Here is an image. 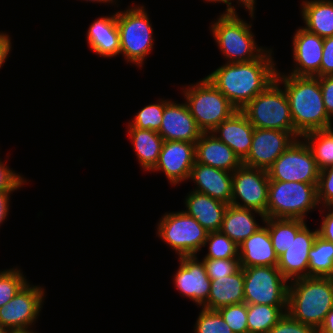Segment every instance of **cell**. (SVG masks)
<instances>
[{
  "instance_id": "obj_1",
  "label": "cell",
  "mask_w": 333,
  "mask_h": 333,
  "mask_svg": "<svg viewBox=\"0 0 333 333\" xmlns=\"http://www.w3.org/2000/svg\"><path fill=\"white\" fill-rule=\"evenodd\" d=\"M274 49L271 46L260 58L249 62H221L204 76L241 110L275 80L281 62L278 63Z\"/></svg>"
},
{
  "instance_id": "obj_2",
  "label": "cell",
  "mask_w": 333,
  "mask_h": 333,
  "mask_svg": "<svg viewBox=\"0 0 333 333\" xmlns=\"http://www.w3.org/2000/svg\"><path fill=\"white\" fill-rule=\"evenodd\" d=\"M275 80L285 90L294 129L301 136L327 129L331 118L323 103L319 77L295 76L277 70Z\"/></svg>"
},
{
  "instance_id": "obj_3",
  "label": "cell",
  "mask_w": 333,
  "mask_h": 333,
  "mask_svg": "<svg viewBox=\"0 0 333 333\" xmlns=\"http://www.w3.org/2000/svg\"><path fill=\"white\" fill-rule=\"evenodd\" d=\"M116 8V22L120 39V56L124 63L143 71L148 58L155 51L157 34L145 2L131 1L127 7ZM150 55V56H149Z\"/></svg>"
},
{
  "instance_id": "obj_4",
  "label": "cell",
  "mask_w": 333,
  "mask_h": 333,
  "mask_svg": "<svg viewBox=\"0 0 333 333\" xmlns=\"http://www.w3.org/2000/svg\"><path fill=\"white\" fill-rule=\"evenodd\" d=\"M256 19L254 16L230 15L220 11L210 20L207 30L223 62H249L260 58L271 47L259 44L253 30Z\"/></svg>"
},
{
  "instance_id": "obj_5",
  "label": "cell",
  "mask_w": 333,
  "mask_h": 333,
  "mask_svg": "<svg viewBox=\"0 0 333 333\" xmlns=\"http://www.w3.org/2000/svg\"><path fill=\"white\" fill-rule=\"evenodd\" d=\"M333 308V277H305L289 282L287 313L295 320L316 328Z\"/></svg>"
},
{
  "instance_id": "obj_6",
  "label": "cell",
  "mask_w": 333,
  "mask_h": 333,
  "mask_svg": "<svg viewBox=\"0 0 333 333\" xmlns=\"http://www.w3.org/2000/svg\"><path fill=\"white\" fill-rule=\"evenodd\" d=\"M177 85V93L187 103L203 133H210L238 110L205 76L196 82Z\"/></svg>"
},
{
  "instance_id": "obj_7",
  "label": "cell",
  "mask_w": 333,
  "mask_h": 333,
  "mask_svg": "<svg viewBox=\"0 0 333 333\" xmlns=\"http://www.w3.org/2000/svg\"><path fill=\"white\" fill-rule=\"evenodd\" d=\"M317 185L295 181H269L266 218L303 219L320 209ZM309 218V219H308Z\"/></svg>"
},
{
  "instance_id": "obj_8",
  "label": "cell",
  "mask_w": 333,
  "mask_h": 333,
  "mask_svg": "<svg viewBox=\"0 0 333 333\" xmlns=\"http://www.w3.org/2000/svg\"><path fill=\"white\" fill-rule=\"evenodd\" d=\"M154 227L155 237L174 253L175 258L199 255L208 234L195 218L183 210L164 211Z\"/></svg>"
},
{
  "instance_id": "obj_9",
  "label": "cell",
  "mask_w": 333,
  "mask_h": 333,
  "mask_svg": "<svg viewBox=\"0 0 333 333\" xmlns=\"http://www.w3.org/2000/svg\"><path fill=\"white\" fill-rule=\"evenodd\" d=\"M241 111L254 128L297 132L294 129L285 90L276 80L256 95Z\"/></svg>"
},
{
  "instance_id": "obj_10",
  "label": "cell",
  "mask_w": 333,
  "mask_h": 333,
  "mask_svg": "<svg viewBox=\"0 0 333 333\" xmlns=\"http://www.w3.org/2000/svg\"><path fill=\"white\" fill-rule=\"evenodd\" d=\"M48 288L44 284L28 281L17 294L0 307V325L9 331L37 328L44 310Z\"/></svg>"
},
{
  "instance_id": "obj_11",
  "label": "cell",
  "mask_w": 333,
  "mask_h": 333,
  "mask_svg": "<svg viewBox=\"0 0 333 333\" xmlns=\"http://www.w3.org/2000/svg\"><path fill=\"white\" fill-rule=\"evenodd\" d=\"M244 302L287 306L289 281L277 266H255L243 268Z\"/></svg>"
},
{
  "instance_id": "obj_12",
  "label": "cell",
  "mask_w": 333,
  "mask_h": 333,
  "mask_svg": "<svg viewBox=\"0 0 333 333\" xmlns=\"http://www.w3.org/2000/svg\"><path fill=\"white\" fill-rule=\"evenodd\" d=\"M269 180L318 184L320 170L304 141L296 139L267 169Z\"/></svg>"
},
{
  "instance_id": "obj_13",
  "label": "cell",
  "mask_w": 333,
  "mask_h": 333,
  "mask_svg": "<svg viewBox=\"0 0 333 333\" xmlns=\"http://www.w3.org/2000/svg\"><path fill=\"white\" fill-rule=\"evenodd\" d=\"M269 181L267 170L242 164L232 174L231 205L256 210L266 218Z\"/></svg>"
},
{
  "instance_id": "obj_14",
  "label": "cell",
  "mask_w": 333,
  "mask_h": 333,
  "mask_svg": "<svg viewBox=\"0 0 333 333\" xmlns=\"http://www.w3.org/2000/svg\"><path fill=\"white\" fill-rule=\"evenodd\" d=\"M177 268L172 274V284L182 299L202 307L208 300L211 280L209 279L203 260L196 256L176 258Z\"/></svg>"
},
{
  "instance_id": "obj_15",
  "label": "cell",
  "mask_w": 333,
  "mask_h": 333,
  "mask_svg": "<svg viewBox=\"0 0 333 333\" xmlns=\"http://www.w3.org/2000/svg\"><path fill=\"white\" fill-rule=\"evenodd\" d=\"M194 162L195 143L164 141L157 164L149 173H163L168 185L178 188L181 184H188Z\"/></svg>"
},
{
  "instance_id": "obj_16",
  "label": "cell",
  "mask_w": 333,
  "mask_h": 333,
  "mask_svg": "<svg viewBox=\"0 0 333 333\" xmlns=\"http://www.w3.org/2000/svg\"><path fill=\"white\" fill-rule=\"evenodd\" d=\"M291 35L292 63L288 68L280 69L285 74L295 76L320 77V65L323 53L324 38L308 32L301 25Z\"/></svg>"
},
{
  "instance_id": "obj_17",
  "label": "cell",
  "mask_w": 333,
  "mask_h": 333,
  "mask_svg": "<svg viewBox=\"0 0 333 333\" xmlns=\"http://www.w3.org/2000/svg\"><path fill=\"white\" fill-rule=\"evenodd\" d=\"M298 132L254 128L250 151L243 165L267 170L274 161L298 138Z\"/></svg>"
},
{
  "instance_id": "obj_18",
  "label": "cell",
  "mask_w": 333,
  "mask_h": 333,
  "mask_svg": "<svg viewBox=\"0 0 333 333\" xmlns=\"http://www.w3.org/2000/svg\"><path fill=\"white\" fill-rule=\"evenodd\" d=\"M310 226L307 223L292 237L291 244L278 258L277 268L289 282L309 277V251L318 236L317 226Z\"/></svg>"
},
{
  "instance_id": "obj_19",
  "label": "cell",
  "mask_w": 333,
  "mask_h": 333,
  "mask_svg": "<svg viewBox=\"0 0 333 333\" xmlns=\"http://www.w3.org/2000/svg\"><path fill=\"white\" fill-rule=\"evenodd\" d=\"M182 99V101H181ZM171 99L164 107L162 123L158 133L164 141H185L195 143L203 133L191 116L183 98Z\"/></svg>"
},
{
  "instance_id": "obj_20",
  "label": "cell",
  "mask_w": 333,
  "mask_h": 333,
  "mask_svg": "<svg viewBox=\"0 0 333 333\" xmlns=\"http://www.w3.org/2000/svg\"><path fill=\"white\" fill-rule=\"evenodd\" d=\"M85 32L87 47L98 58H120V39L116 22V9L100 14L89 23Z\"/></svg>"
},
{
  "instance_id": "obj_21",
  "label": "cell",
  "mask_w": 333,
  "mask_h": 333,
  "mask_svg": "<svg viewBox=\"0 0 333 333\" xmlns=\"http://www.w3.org/2000/svg\"><path fill=\"white\" fill-rule=\"evenodd\" d=\"M232 174L229 171L194 162L188 182L192 183L191 190L229 205L232 200Z\"/></svg>"
},
{
  "instance_id": "obj_22",
  "label": "cell",
  "mask_w": 333,
  "mask_h": 333,
  "mask_svg": "<svg viewBox=\"0 0 333 333\" xmlns=\"http://www.w3.org/2000/svg\"><path fill=\"white\" fill-rule=\"evenodd\" d=\"M253 131L254 126L249 122L247 116L241 110H237L211 133L228 145L243 161L250 151Z\"/></svg>"
},
{
  "instance_id": "obj_23",
  "label": "cell",
  "mask_w": 333,
  "mask_h": 333,
  "mask_svg": "<svg viewBox=\"0 0 333 333\" xmlns=\"http://www.w3.org/2000/svg\"><path fill=\"white\" fill-rule=\"evenodd\" d=\"M182 200L184 209H181L195 218L205 230L220 231L228 204L191 189Z\"/></svg>"
},
{
  "instance_id": "obj_24",
  "label": "cell",
  "mask_w": 333,
  "mask_h": 333,
  "mask_svg": "<svg viewBox=\"0 0 333 333\" xmlns=\"http://www.w3.org/2000/svg\"><path fill=\"white\" fill-rule=\"evenodd\" d=\"M195 162L233 173L243 163L235 152L211 132L195 142Z\"/></svg>"
},
{
  "instance_id": "obj_25",
  "label": "cell",
  "mask_w": 333,
  "mask_h": 333,
  "mask_svg": "<svg viewBox=\"0 0 333 333\" xmlns=\"http://www.w3.org/2000/svg\"><path fill=\"white\" fill-rule=\"evenodd\" d=\"M264 221L265 215L261 212L229 204L223 216L220 232L239 246L263 226Z\"/></svg>"
},
{
  "instance_id": "obj_26",
  "label": "cell",
  "mask_w": 333,
  "mask_h": 333,
  "mask_svg": "<svg viewBox=\"0 0 333 333\" xmlns=\"http://www.w3.org/2000/svg\"><path fill=\"white\" fill-rule=\"evenodd\" d=\"M239 261L241 268L278 265V257L265 225L239 245Z\"/></svg>"
},
{
  "instance_id": "obj_27",
  "label": "cell",
  "mask_w": 333,
  "mask_h": 333,
  "mask_svg": "<svg viewBox=\"0 0 333 333\" xmlns=\"http://www.w3.org/2000/svg\"><path fill=\"white\" fill-rule=\"evenodd\" d=\"M126 136L136 156L142 173H148L157 164L164 143L162 136L154 130H145L126 126Z\"/></svg>"
},
{
  "instance_id": "obj_28",
  "label": "cell",
  "mask_w": 333,
  "mask_h": 333,
  "mask_svg": "<svg viewBox=\"0 0 333 333\" xmlns=\"http://www.w3.org/2000/svg\"><path fill=\"white\" fill-rule=\"evenodd\" d=\"M300 1L301 26L322 38L333 36V0Z\"/></svg>"
},
{
  "instance_id": "obj_29",
  "label": "cell",
  "mask_w": 333,
  "mask_h": 333,
  "mask_svg": "<svg viewBox=\"0 0 333 333\" xmlns=\"http://www.w3.org/2000/svg\"><path fill=\"white\" fill-rule=\"evenodd\" d=\"M244 302V273L240 268L233 275L211 280L207 302L202 306L209 310Z\"/></svg>"
},
{
  "instance_id": "obj_30",
  "label": "cell",
  "mask_w": 333,
  "mask_h": 333,
  "mask_svg": "<svg viewBox=\"0 0 333 333\" xmlns=\"http://www.w3.org/2000/svg\"><path fill=\"white\" fill-rule=\"evenodd\" d=\"M307 222L309 221L303 219L265 218L264 225L268 228L278 258L287 250L292 237H295Z\"/></svg>"
},
{
  "instance_id": "obj_31",
  "label": "cell",
  "mask_w": 333,
  "mask_h": 333,
  "mask_svg": "<svg viewBox=\"0 0 333 333\" xmlns=\"http://www.w3.org/2000/svg\"><path fill=\"white\" fill-rule=\"evenodd\" d=\"M287 312V306L247 304L248 333H268Z\"/></svg>"
},
{
  "instance_id": "obj_32",
  "label": "cell",
  "mask_w": 333,
  "mask_h": 333,
  "mask_svg": "<svg viewBox=\"0 0 333 333\" xmlns=\"http://www.w3.org/2000/svg\"><path fill=\"white\" fill-rule=\"evenodd\" d=\"M172 97H157L154 102L143 105L137 112H134L131 119H127L126 126L134 128L159 131L165 105Z\"/></svg>"
},
{
  "instance_id": "obj_33",
  "label": "cell",
  "mask_w": 333,
  "mask_h": 333,
  "mask_svg": "<svg viewBox=\"0 0 333 333\" xmlns=\"http://www.w3.org/2000/svg\"><path fill=\"white\" fill-rule=\"evenodd\" d=\"M302 138L310 147L320 171L333 165V134L328 129L307 132Z\"/></svg>"
},
{
  "instance_id": "obj_34",
  "label": "cell",
  "mask_w": 333,
  "mask_h": 333,
  "mask_svg": "<svg viewBox=\"0 0 333 333\" xmlns=\"http://www.w3.org/2000/svg\"><path fill=\"white\" fill-rule=\"evenodd\" d=\"M309 277H333V243L320 236L309 251Z\"/></svg>"
},
{
  "instance_id": "obj_35",
  "label": "cell",
  "mask_w": 333,
  "mask_h": 333,
  "mask_svg": "<svg viewBox=\"0 0 333 333\" xmlns=\"http://www.w3.org/2000/svg\"><path fill=\"white\" fill-rule=\"evenodd\" d=\"M201 253H203V255H201ZM199 255H201L199 256L201 259L239 258V246L220 231L208 232L206 241Z\"/></svg>"
},
{
  "instance_id": "obj_36",
  "label": "cell",
  "mask_w": 333,
  "mask_h": 333,
  "mask_svg": "<svg viewBox=\"0 0 333 333\" xmlns=\"http://www.w3.org/2000/svg\"><path fill=\"white\" fill-rule=\"evenodd\" d=\"M28 281L29 277L18 264L0 269V307L7 304Z\"/></svg>"
},
{
  "instance_id": "obj_37",
  "label": "cell",
  "mask_w": 333,
  "mask_h": 333,
  "mask_svg": "<svg viewBox=\"0 0 333 333\" xmlns=\"http://www.w3.org/2000/svg\"><path fill=\"white\" fill-rule=\"evenodd\" d=\"M1 150V148H0ZM2 152L0 151V192H19V190L25 189V187L32 185V181L26 177L22 172L14 170L9 161L11 158L10 152L5 154L2 158ZM9 159V160H8ZM31 183V184H30Z\"/></svg>"
},
{
  "instance_id": "obj_38",
  "label": "cell",
  "mask_w": 333,
  "mask_h": 333,
  "mask_svg": "<svg viewBox=\"0 0 333 333\" xmlns=\"http://www.w3.org/2000/svg\"><path fill=\"white\" fill-rule=\"evenodd\" d=\"M199 310L192 333H233L217 310L197 307Z\"/></svg>"
},
{
  "instance_id": "obj_39",
  "label": "cell",
  "mask_w": 333,
  "mask_h": 333,
  "mask_svg": "<svg viewBox=\"0 0 333 333\" xmlns=\"http://www.w3.org/2000/svg\"><path fill=\"white\" fill-rule=\"evenodd\" d=\"M233 333H248L247 304H232L217 310Z\"/></svg>"
},
{
  "instance_id": "obj_40",
  "label": "cell",
  "mask_w": 333,
  "mask_h": 333,
  "mask_svg": "<svg viewBox=\"0 0 333 333\" xmlns=\"http://www.w3.org/2000/svg\"><path fill=\"white\" fill-rule=\"evenodd\" d=\"M210 280L219 279L236 273L240 267L239 258L232 259H202Z\"/></svg>"
},
{
  "instance_id": "obj_41",
  "label": "cell",
  "mask_w": 333,
  "mask_h": 333,
  "mask_svg": "<svg viewBox=\"0 0 333 333\" xmlns=\"http://www.w3.org/2000/svg\"><path fill=\"white\" fill-rule=\"evenodd\" d=\"M317 200L320 207L333 206V165L319 173Z\"/></svg>"
},
{
  "instance_id": "obj_42",
  "label": "cell",
  "mask_w": 333,
  "mask_h": 333,
  "mask_svg": "<svg viewBox=\"0 0 333 333\" xmlns=\"http://www.w3.org/2000/svg\"><path fill=\"white\" fill-rule=\"evenodd\" d=\"M268 333H318V330L293 319L286 312Z\"/></svg>"
},
{
  "instance_id": "obj_43",
  "label": "cell",
  "mask_w": 333,
  "mask_h": 333,
  "mask_svg": "<svg viewBox=\"0 0 333 333\" xmlns=\"http://www.w3.org/2000/svg\"><path fill=\"white\" fill-rule=\"evenodd\" d=\"M318 211L321 219H316L319 222L314 220L315 226H318V236L333 243V206L320 207Z\"/></svg>"
},
{
  "instance_id": "obj_44",
  "label": "cell",
  "mask_w": 333,
  "mask_h": 333,
  "mask_svg": "<svg viewBox=\"0 0 333 333\" xmlns=\"http://www.w3.org/2000/svg\"><path fill=\"white\" fill-rule=\"evenodd\" d=\"M257 1L258 0H230L229 4L222 11V13L230 14V15H241V13L246 12L249 16H256L257 14ZM242 9V10H241ZM244 12H241V11ZM240 12V13H239Z\"/></svg>"
},
{
  "instance_id": "obj_45",
  "label": "cell",
  "mask_w": 333,
  "mask_h": 333,
  "mask_svg": "<svg viewBox=\"0 0 333 333\" xmlns=\"http://www.w3.org/2000/svg\"><path fill=\"white\" fill-rule=\"evenodd\" d=\"M333 76V36L325 37L320 65V77Z\"/></svg>"
},
{
  "instance_id": "obj_46",
  "label": "cell",
  "mask_w": 333,
  "mask_h": 333,
  "mask_svg": "<svg viewBox=\"0 0 333 333\" xmlns=\"http://www.w3.org/2000/svg\"><path fill=\"white\" fill-rule=\"evenodd\" d=\"M326 113L333 118V76L319 77Z\"/></svg>"
},
{
  "instance_id": "obj_47",
  "label": "cell",
  "mask_w": 333,
  "mask_h": 333,
  "mask_svg": "<svg viewBox=\"0 0 333 333\" xmlns=\"http://www.w3.org/2000/svg\"><path fill=\"white\" fill-rule=\"evenodd\" d=\"M8 30L0 31V70L3 69L14 50V38ZM13 38V39H12Z\"/></svg>"
},
{
  "instance_id": "obj_48",
  "label": "cell",
  "mask_w": 333,
  "mask_h": 333,
  "mask_svg": "<svg viewBox=\"0 0 333 333\" xmlns=\"http://www.w3.org/2000/svg\"><path fill=\"white\" fill-rule=\"evenodd\" d=\"M14 192H0V229L3 227V224L10 219V208L12 207V199ZM1 231V230H0Z\"/></svg>"
},
{
  "instance_id": "obj_49",
  "label": "cell",
  "mask_w": 333,
  "mask_h": 333,
  "mask_svg": "<svg viewBox=\"0 0 333 333\" xmlns=\"http://www.w3.org/2000/svg\"><path fill=\"white\" fill-rule=\"evenodd\" d=\"M318 333H333V308L326 314V318L318 329Z\"/></svg>"
},
{
  "instance_id": "obj_50",
  "label": "cell",
  "mask_w": 333,
  "mask_h": 333,
  "mask_svg": "<svg viewBox=\"0 0 333 333\" xmlns=\"http://www.w3.org/2000/svg\"><path fill=\"white\" fill-rule=\"evenodd\" d=\"M75 1H80V2H85V3H92L93 5L95 4H100L103 6H107V7H110L109 9H116L119 5L123 4L122 0H75Z\"/></svg>"
},
{
  "instance_id": "obj_51",
  "label": "cell",
  "mask_w": 333,
  "mask_h": 333,
  "mask_svg": "<svg viewBox=\"0 0 333 333\" xmlns=\"http://www.w3.org/2000/svg\"><path fill=\"white\" fill-rule=\"evenodd\" d=\"M201 2L206 3L207 5L212 4L216 6L217 4H219L224 5L223 7H226L229 4L230 0H201Z\"/></svg>"
},
{
  "instance_id": "obj_52",
  "label": "cell",
  "mask_w": 333,
  "mask_h": 333,
  "mask_svg": "<svg viewBox=\"0 0 333 333\" xmlns=\"http://www.w3.org/2000/svg\"><path fill=\"white\" fill-rule=\"evenodd\" d=\"M10 333H40L36 328L28 329V330H19V331H11Z\"/></svg>"
},
{
  "instance_id": "obj_53",
  "label": "cell",
  "mask_w": 333,
  "mask_h": 333,
  "mask_svg": "<svg viewBox=\"0 0 333 333\" xmlns=\"http://www.w3.org/2000/svg\"><path fill=\"white\" fill-rule=\"evenodd\" d=\"M327 129L333 134V118H331Z\"/></svg>"
},
{
  "instance_id": "obj_54",
  "label": "cell",
  "mask_w": 333,
  "mask_h": 333,
  "mask_svg": "<svg viewBox=\"0 0 333 333\" xmlns=\"http://www.w3.org/2000/svg\"><path fill=\"white\" fill-rule=\"evenodd\" d=\"M8 329L4 328L3 326L0 325V333H10Z\"/></svg>"
}]
</instances>
